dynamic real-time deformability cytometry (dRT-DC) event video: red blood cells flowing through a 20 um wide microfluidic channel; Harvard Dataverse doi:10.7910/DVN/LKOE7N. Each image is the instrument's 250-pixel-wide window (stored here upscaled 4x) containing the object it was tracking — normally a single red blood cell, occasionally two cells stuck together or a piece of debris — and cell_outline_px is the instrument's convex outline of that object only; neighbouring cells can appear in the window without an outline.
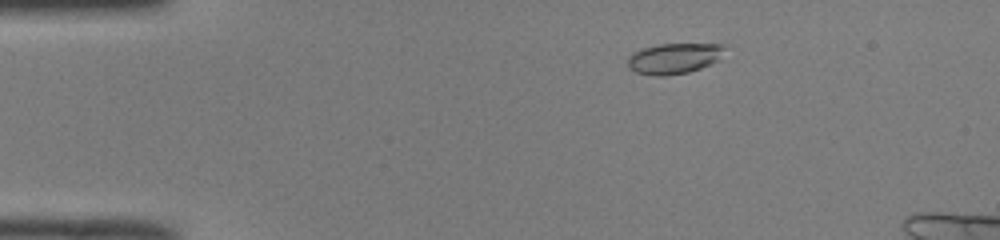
{"species": "common noctule bat (a hibernating species)", "species_latin": "Nyctalus noctula", "temperature_condition": "room temperature", "stored_images_in_passage": 41, "camera_frame_rate_fps": 3000, "um_per_image_px": 0.085, "animal": {"sex": "male", "body_mass_g": 19.0, "forearm_length_mm": 50.8}, "frame": {"image": 1, "passage_image": 1, "time_ms": 0.0, "image_size_px": [1000, 240], "cell_outline_px": [[724, 48], [720, 60], [700, 68], [688, 72], [664, 76], [652, 76], [636, 72], [628, 68], [628, 56], [644, 48], [660, 44], [724, 44]], "centroid_in_image_um": [57.29, 4.97], "position_along_channel_um": 27.7, "area_um2": 17.22}}
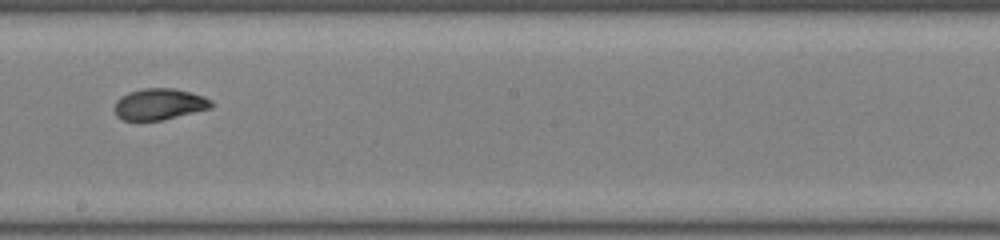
{"frame": {"image": 2, "passage_image": 21, "time_ms": 6.667, "image_size_px": [1000, 240], "cell_outline_px": [[212, 108], [160, 120], [124, 120], [116, 116], [116, 100], [128, 92], [144, 88], [172, 88], [204, 96], [212, 100]], "centroid_in_image_um": [13.55, 8.85], "position_along_channel_um": 234.6, "area_um2": 17.4}}
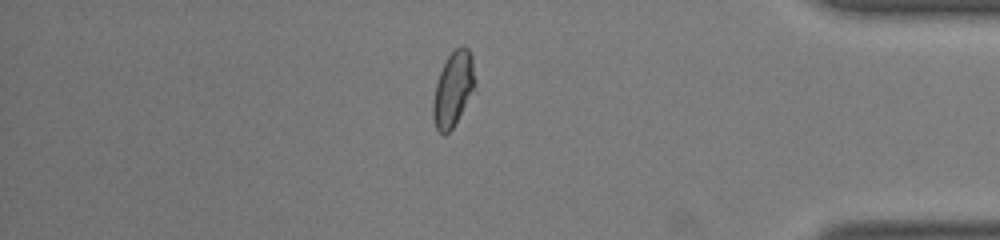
{"frame": {"image": 3, "passage_image": 35, "time_ms": 11.333, "image_size_px": [1000, 240], "cell_outline_px": [[476, 80], [452, 128], [444, 136], [436, 128], [432, 116], [432, 104], [436, 84], [440, 72], [448, 56], [460, 44], [464, 44], [468, 48], [472, 56]], "centroid_in_image_um": [38.5, 7.51], "position_along_channel_um": 396.7, "area_um2": 17.74}}